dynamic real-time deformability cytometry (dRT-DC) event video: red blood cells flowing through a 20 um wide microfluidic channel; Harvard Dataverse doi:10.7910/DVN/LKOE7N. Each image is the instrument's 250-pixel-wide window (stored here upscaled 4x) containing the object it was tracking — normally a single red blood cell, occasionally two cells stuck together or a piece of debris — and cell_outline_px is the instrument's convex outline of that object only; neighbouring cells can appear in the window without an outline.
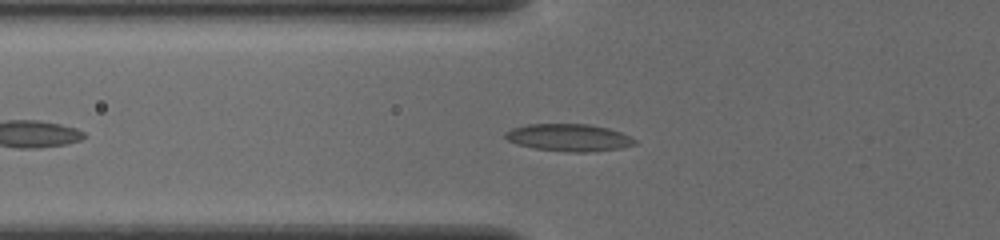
{"species": "common noctule bat (a hibernating species)", "species_latin": "Nyctalus noctula", "temperature_condition": "cold", "stored_images_in_passage": 40, "camera_frame_rate_fps": 3000, "um_per_image_px": 0.085, "animal": {"sex": "female", "body_mass_g": 19.5, "forearm_length_mm": 54.1}, "frame": {"image": 1, "passage_image": 9, "time_ms": 2.667, "image_size_px": [1000, 240], "cell_outline_px": [[636, 144], [620, 148], [592, 152], [568, 152], [536, 148], [516, 144], [508, 140], [504, 136], [504, 132], [512, 128], [528, 124], [588, 124], [608, 128], [620, 132], [636, 140]], "centroid_in_image_um": [48.33, 11.69], "position_along_channel_um": 77.5, "area_um2": 20.52}}
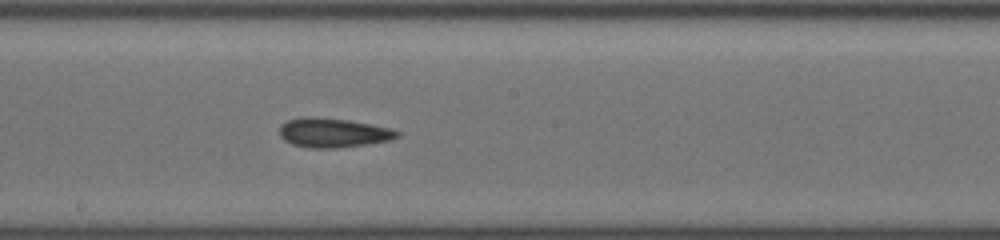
{"frame": {"image": 2, "passage_image": 20, "time_ms": 6.333, "image_size_px": [1000, 240], "cell_outline_px": [[400, 136], [392, 140], [368, 144], [336, 148], [308, 148], [292, 144], [284, 140], [280, 136], [280, 124], [288, 120], [304, 116], [316, 116], [348, 120], [372, 124], [392, 128], [400, 132]], "centroid_in_image_um": [28.33, 11.28], "position_along_channel_um": 219.9, "area_um2": 20.46}}
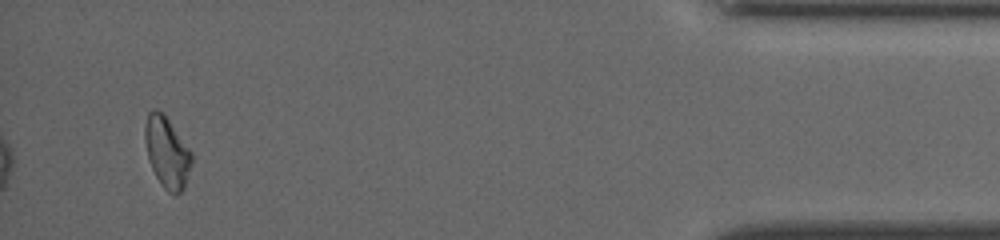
{"frame": {"image": 3, "passage_image": 40, "time_ms": 13.0, "image_size_px": [1000, 240], "cell_outline_px": [[192, 160], [184, 188], [176, 196], [172, 196], [160, 184], [148, 160], [144, 140], [144, 124], [148, 112], [152, 108], [156, 108], [164, 112], [192, 152]], "centroid_in_image_um": [14.17, 12.91], "position_along_channel_um": 421.0, "area_um2": 19.77}, "authors_computed_cell_mechanics": {"area_um2": 19.7676, "velocity_mm_per_s": 3.8984, "shape_relaxation_time_tau1_ms": null, "shape_relaxation_time_tau2_ms": 6.0371, "deformation_change_tau1": null, "deformation_change_tau2": 0.1337}}